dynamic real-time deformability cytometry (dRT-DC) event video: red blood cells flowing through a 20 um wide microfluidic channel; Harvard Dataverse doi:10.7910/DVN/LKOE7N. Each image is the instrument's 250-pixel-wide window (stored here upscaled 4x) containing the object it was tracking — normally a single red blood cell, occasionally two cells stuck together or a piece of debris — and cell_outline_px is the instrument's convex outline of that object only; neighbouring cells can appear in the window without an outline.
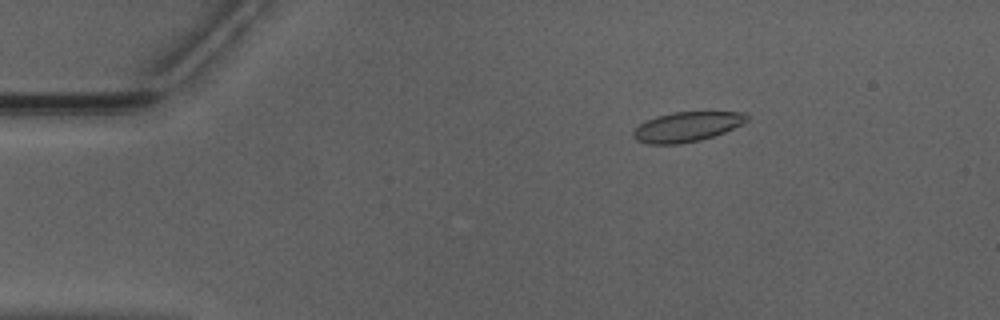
{"species": "Egyptian fruit bat (a non-hibernating species)", "species_latin": "Rousettus aegyptiacus", "temperature_condition": "warm", "stored_images_in_passage": 25, "camera_frame_rate_fps": 3000, "um_per_image_px": 0.085, "animal": {"sex": "male"}, "frame": {"image": 1, "passage_image": 9, "time_ms": 2.667, "image_size_px": [1000, 320], "cell_outline_px": [[748, 120], [724, 132], [700, 140], [680, 144], [648, 144], [636, 140], [632, 136], [632, 132], [640, 124], [656, 116], [672, 112], [744, 112], [748, 116]], "centroid_in_image_um": [58.35, 10.78], "position_along_channel_um": 26.7, "area_um2": 19.54}}
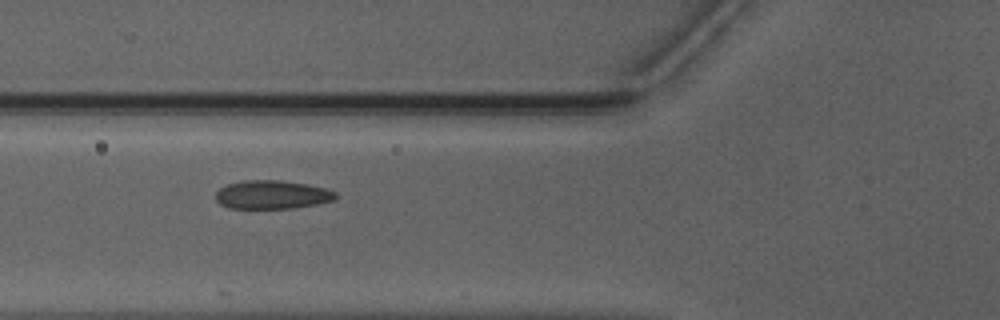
{"frame": {"image": 2, "passage_image": 20, "time_ms": 6.333, "image_size_px": [1000, 320], "cell_outline_px": [[336, 200], [316, 204], [292, 208], [228, 208], [220, 204], [216, 200], [216, 192], [220, 188], [228, 184], [244, 180], [280, 180], [308, 184], [324, 188], [336, 192]], "centroid_in_image_um": [23.12, 16.54], "position_along_channel_um": 102.7, "area_um2": 19.94}}
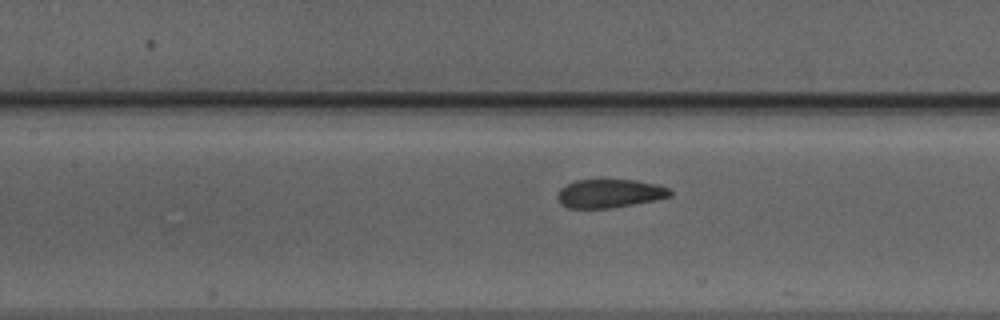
{"frame": {"image": 3, "passage_image": 24, "time_ms": 7.667, "image_size_px": [1000, 320], "cell_outline_px": [[672, 196], [656, 200], [612, 208], [568, 208], [560, 204], [556, 196], [560, 188], [576, 180], [636, 180], [656, 184], [668, 188], [672, 192]], "centroid_in_image_um": [51.81, 16.45], "position_along_channel_um": 155.6, "area_um2": 18.79}}